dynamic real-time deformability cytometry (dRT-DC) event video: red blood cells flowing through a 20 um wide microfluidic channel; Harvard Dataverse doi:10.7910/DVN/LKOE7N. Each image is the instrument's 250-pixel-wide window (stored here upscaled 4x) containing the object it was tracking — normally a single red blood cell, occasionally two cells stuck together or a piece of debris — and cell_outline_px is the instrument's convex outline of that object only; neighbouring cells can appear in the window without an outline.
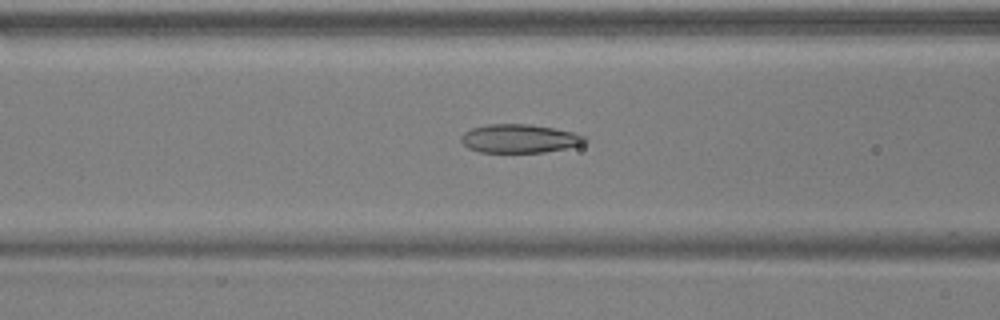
{"species": "common noctule bat (a hibernating species)", "species_latin": "Nyctalus noctula", "temperature_condition": "warm", "stored_images_in_passage": 54, "camera_frame_rate_fps": 3000, "um_per_image_px": 0.085, "animal": {"sex": "male", "body_mass_g": 17.9, "forearm_length_mm": 54.2}, "frame": {"image": 1, "passage_image": 22, "time_ms": 7.0, "image_size_px": [1000, 320], "cell_outline_px": [[588, 140], [584, 144], [544, 152], [480, 152], [468, 148], [460, 140], [460, 136], [464, 132], [472, 128], [488, 124], [528, 124], [552, 128], [572, 132], [584, 136]], "centroid_in_image_um": [44.13, 11.78], "position_along_channel_um": 122.5, "area_um2": 20.46}}
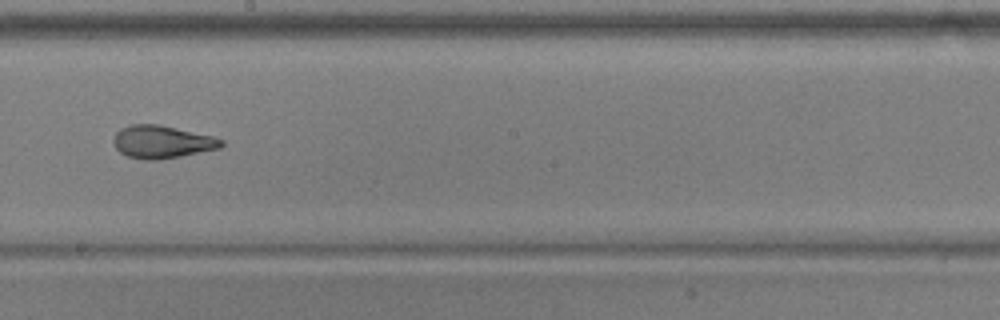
{"frame": {"image": 2, "passage_image": 31, "time_ms": 10.0, "image_size_px": [1000, 320], "cell_outline_px": [[224, 144], [220, 148], [180, 156], [156, 160], [144, 160], [128, 156], [120, 152], [116, 148], [112, 140], [116, 132], [120, 128], [132, 124], [160, 124], [212, 136], [224, 140]], "centroid_in_image_um": [13.75, 12.05], "position_along_channel_um": 234.4, "area_um2": 20.58}}
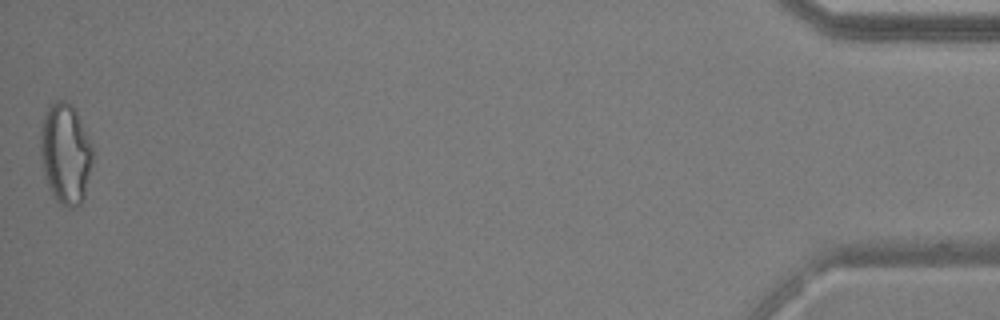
{"frame": {"image": 3, "passage_image": 54, "time_ms": 17.667, "image_size_px": [1000, 320], "cell_outline_px": [[92, 164], [84, 196], [80, 204], [76, 208], [68, 208], [60, 204], [56, 200], [48, 188], [44, 176], [40, 148], [40, 132], [44, 116], [48, 104], [56, 100], [68, 100], [76, 112], [92, 144]], "centroid_in_image_um": [5.55, 13.06], "position_along_channel_um": 429.6, "area_um2": 30.81}, "authors_computed_cell_mechanics": {"area_um2": 22.4553, "velocity_mm_per_s": 3.7314, "shape_relaxation_time_tau1_ms": 6.2202, "shape_relaxation_time_tau2_ms": 1.4411, "deformation_change_tau1": 0.1886, "deformation_change_tau2": 0.08}}